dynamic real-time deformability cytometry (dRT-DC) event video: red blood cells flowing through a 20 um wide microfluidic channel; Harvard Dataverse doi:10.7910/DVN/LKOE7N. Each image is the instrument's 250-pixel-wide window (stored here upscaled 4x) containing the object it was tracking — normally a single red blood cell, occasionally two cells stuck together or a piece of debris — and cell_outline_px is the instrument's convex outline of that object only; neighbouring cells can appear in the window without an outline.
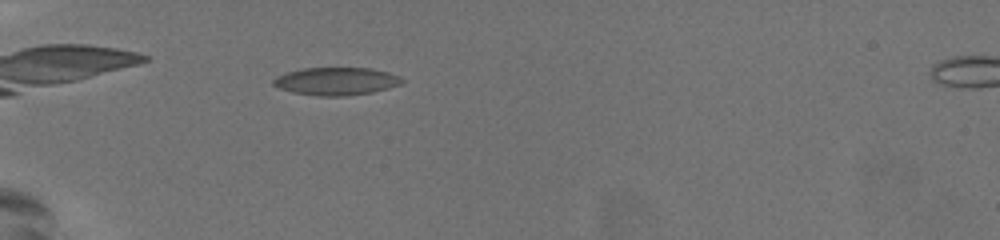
{"species": "common noctule bat (a hibernating species)", "species_latin": "Nyctalus noctula", "temperature_condition": "warm", "stored_images_in_passage": 42, "camera_frame_rate_fps": 3000, "um_per_image_px": 0.085, "animal": {"sex": "female", "body_mass_g": 19.5, "forearm_length_mm": 54.1}, "frame": {"image": 1, "passage_image": 5, "time_ms": 1.333, "image_size_px": [1000, 240], "cell_outline_px": [[404, 80], [400, 84], [388, 88], [372, 92], [344, 96], [316, 96], [292, 92], [280, 88], [272, 84], [272, 80], [276, 76], [288, 72], [304, 68], [368, 68], [388, 72], [400, 76]], "centroid_in_image_um": [28.57, 6.91], "position_along_channel_um": 56.4, "area_um2": 20.75}}
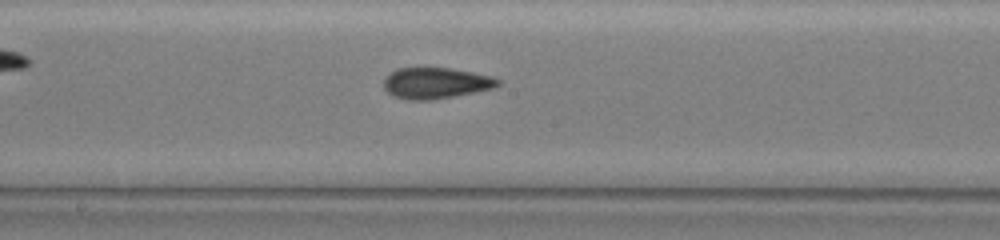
{"frame": {"image": 2, "passage_image": 19, "time_ms": 6.0, "image_size_px": [1000, 240], "cell_outline_px": [[500, 84], [496, 88], [476, 92], [432, 100], [408, 100], [392, 96], [384, 88], [384, 80], [396, 68], [452, 68], [492, 76], [500, 80]], "centroid_in_image_um": [37.07, 7.07], "position_along_channel_um": 211.1, "area_um2": 20.75}}
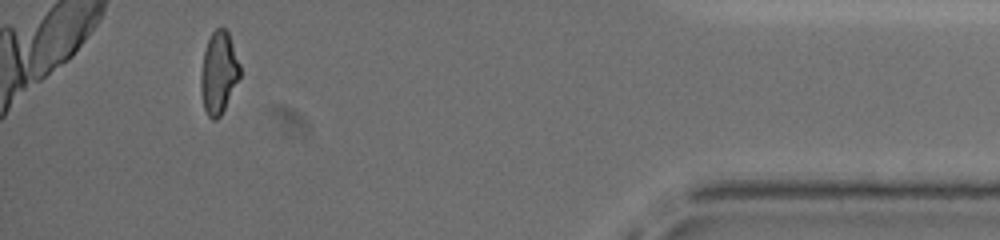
{"frame": {"image": 3, "passage_image": 39, "time_ms": 12.667, "image_size_px": [1000, 240], "cell_outline_px": [[240, 76], [220, 116], [216, 120], [212, 120], [208, 116], [204, 108], [200, 92], [200, 76], [204, 52], [208, 40], [212, 32], [216, 28], [224, 28], [228, 32], [240, 64]], "centroid_in_image_um": [18.57, 6.19], "position_along_channel_um": 416.6, "area_um2": 18.55}, "authors_computed_cell_mechanics": {"area_um2": 20.5479, "velocity_mm_per_s": 3.7895, "shape_relaxation_time_tau1_ms": 10.5815, "shape_relaxation_time_tau2_ms": 2.1026, "deformation_change_tau1": 0.2412, "deformation_change_tau2": 0.0962}}